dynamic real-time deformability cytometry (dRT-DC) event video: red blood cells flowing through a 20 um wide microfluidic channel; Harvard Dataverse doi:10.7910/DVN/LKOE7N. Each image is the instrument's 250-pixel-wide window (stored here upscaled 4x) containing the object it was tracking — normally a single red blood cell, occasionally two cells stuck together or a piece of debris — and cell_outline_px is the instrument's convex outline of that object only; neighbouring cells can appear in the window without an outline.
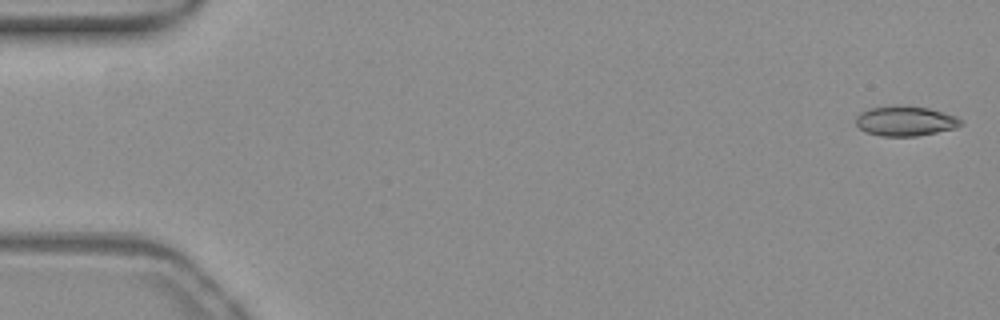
{"species": "common noctule bat (a hibernating species)", "species_latin": "Nyctalus noctula", "temperature_condition": "warm", "stored_images_in_passage": 54, "camera_frame_rate_fps": 3000, "um_per_image_px": 0.085, "animal": {"sex": "female", "body_mass_g": 19.3, "forearm_length_mm": 54.1}, "frame": {"image": 1, "passage_image": 2, "time_ms": 0.333, "image_size_px": [1000, 320], "cell_outline_px": [[964, 124], [956, 128], [916, 136], [880, 136], [864, 132], [856, 124], [856, 116], [860, 112], [868, 108], [896, 104], [900, 104], [928, 108], [956, 116]], "centroid_in_image_um": [76.91, 10.27], "position_along_channel_um": 8.1, "area_um2": 18.55}}
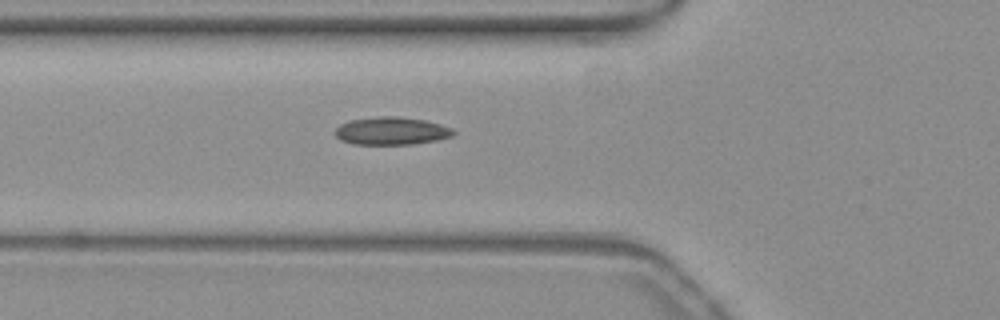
{"frame": {"image": 2, "passage_image": 20, "time_ms": 6.333, "image_size_px": [1000, 320], "cell_outline_px": [[456, 132], [452, 136], [436, 140], [412, 144], [352, 144], [340, 140], [336, 136], [336, 128], [340, 124], [348, 120], [380, 116], [396, 116], [424, 120], [440, 124], [452, 128]], "centroid_in_image_um": [33.26, 11.12], "position_along_channel_um": 92.5, "area_um2": 19.13}}
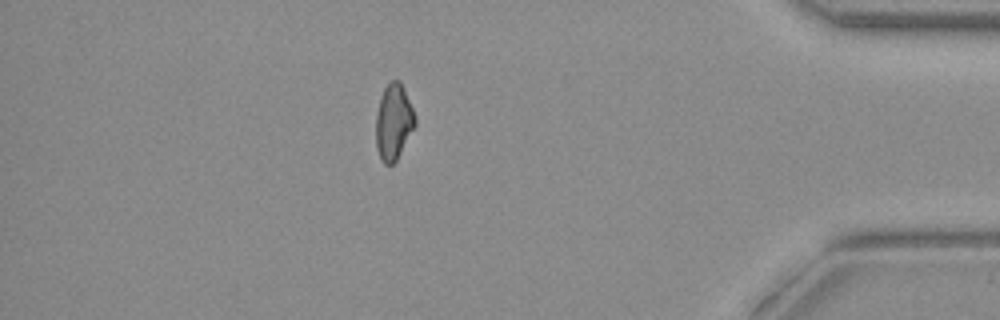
{"frame": {"image": 3, "passage_image": 47, "time_ms": 15.333, "image_size_px": [1000, 320], "cell_outline_px": [[416, 124], [396, 160], [392, 164], [384, 164], [376, 148], [376, 112], [380, 96], [384, 88], [392, 80], [400, 80], [412, 108], [416, 120]], "centroid_in_image_um": [33.44, 10.35], "position_along_channel_um": 401.8, "area_um2": 17.11}, "authors_computed_cell_mechanics": {"area_um2": 17.918, "velocity_mm_per_s": 3.907, "shape_relaxation_time_tau1_ms": null, "shape_relaxation_time_tau2_ms": 3.4129, "deformation_change_tau1": null, "deformation_change_tau2": 0.0842}}